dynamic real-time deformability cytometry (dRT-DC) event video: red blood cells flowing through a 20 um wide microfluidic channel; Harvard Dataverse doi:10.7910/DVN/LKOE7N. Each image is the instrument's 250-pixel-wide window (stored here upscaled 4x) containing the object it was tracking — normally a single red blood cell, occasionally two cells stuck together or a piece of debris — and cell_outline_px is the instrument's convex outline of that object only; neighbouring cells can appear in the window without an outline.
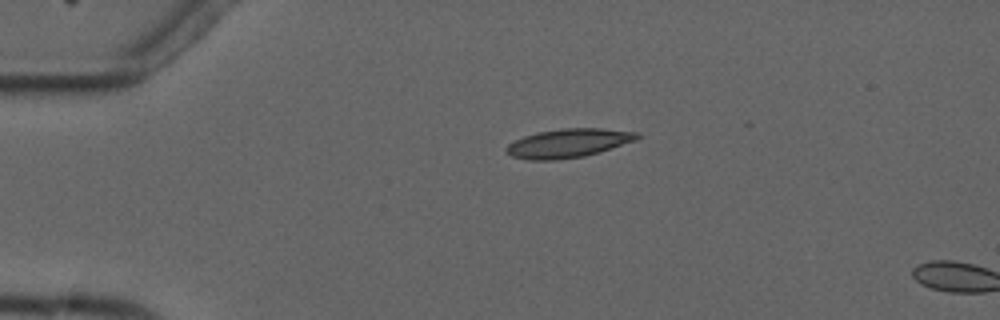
{"species": "common noctule bat (a hibernating species)", "species_latin": "Nyctalus noctula", "temperature_condition": "cold", "stored_images_in_passage": 5, "camera_frame_rate_fps": 3000, "um_per_image_px": 0.085, "animal": {"sex": "male", "forearm_length_mm": 52.5}, "frame": {"image": 1, "passage_image": 4, "time_ms": 3.667, "image_size_px": [1000, 320], "cell_outline_px": [[640, 136], [636, 140], [600, 152], [584, 156], [556, 160], [528, 160], [512, 156], [504, 152], [504, 148], [508, 144], [524, 136], [536, 132], [564, 128], [600, 128], [640, 132]], "centroid_in_image_um": [48.29, 12.17], "position_along_channel_um": 36.7, "area_um2": 22.08}}